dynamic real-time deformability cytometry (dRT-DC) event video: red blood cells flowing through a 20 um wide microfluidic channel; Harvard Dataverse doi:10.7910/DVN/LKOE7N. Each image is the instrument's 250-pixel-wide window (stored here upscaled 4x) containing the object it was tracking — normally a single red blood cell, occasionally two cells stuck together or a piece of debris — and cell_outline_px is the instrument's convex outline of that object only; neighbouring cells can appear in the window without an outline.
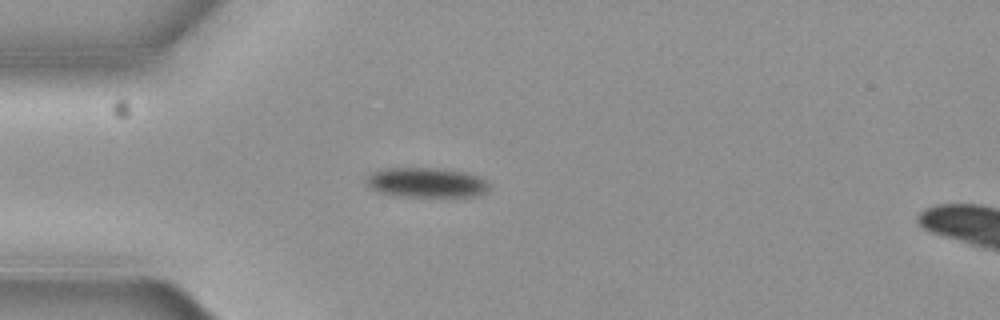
{"species": "common noctule bat (a hibernating species)", "species_latin": "Nyctalus noctula", "temperature_condition": "cold", "stored_images_in_passage": 4, "camera_frame_rate_fps": 3000, "um_per_image_px": 0.085, "animal": {"sex": "female", "body_mass_g": 19.3, "forearm_length_mm": 54.1}, "frame": {"image": 1, "passage_image": 3, "time_ms": 0.667, "image_size_px": [1000, 320], "cell_outline_px": [[488, 188], [484, 192], [476, 196], [404, 196], [380, 192], [372, 188], [368, 184], [368, 176], [372, 172], [384, 168], [432, 168], [464, 172], [476, 176], [484, 180], [488, 184]], "centroid_in_image_um": [36.23, 15.51], "position_along_channel_um": 48.8, "area_um2": 20.69}}